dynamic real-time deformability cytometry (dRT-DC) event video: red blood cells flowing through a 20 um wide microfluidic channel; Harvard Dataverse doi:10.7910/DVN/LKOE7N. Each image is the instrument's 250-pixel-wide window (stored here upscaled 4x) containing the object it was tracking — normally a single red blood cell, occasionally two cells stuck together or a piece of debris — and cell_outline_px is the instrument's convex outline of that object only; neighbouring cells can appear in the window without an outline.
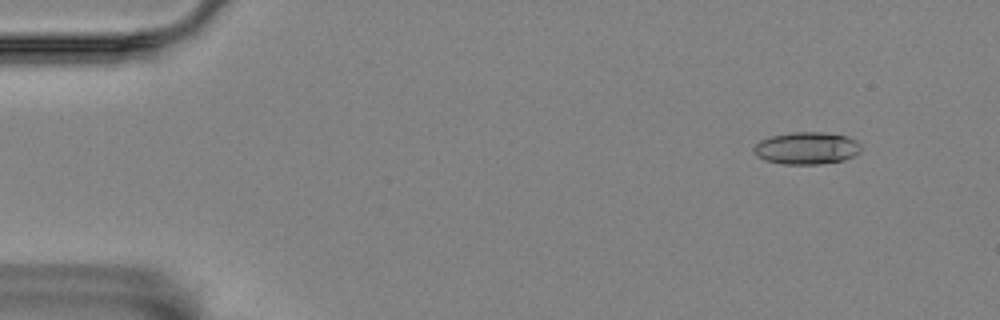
{"species": "Egyptian fruit bat (a non-hibernating species)", "species_latin": "Rousettus aegyptiacus", "temperature_condition": "room temperature", "stored_images_in_passage": 6, "camera_frame_rate_fps": 3000, "um_per_image_px": 0.085, "animal": {"sex": "female"}, "frame": {"image": 1, "passage_image": 2, "time_ms": 0.333, "image_size_px": [1000, 320], "cell_outline_px": [[860, 152], [844, 160], [820, 164], [784, 164], [764, 160], [756, 156], [752, 152], [752, 148], [760, 140], [772, 136], [792, 132], [824, 132], [848, 136], [856, 140], [860, 144]], "centroid_in_image_um": [68.54, 12.59], "position_along_channel_um": 16.5, "area_um2": 20.29}}
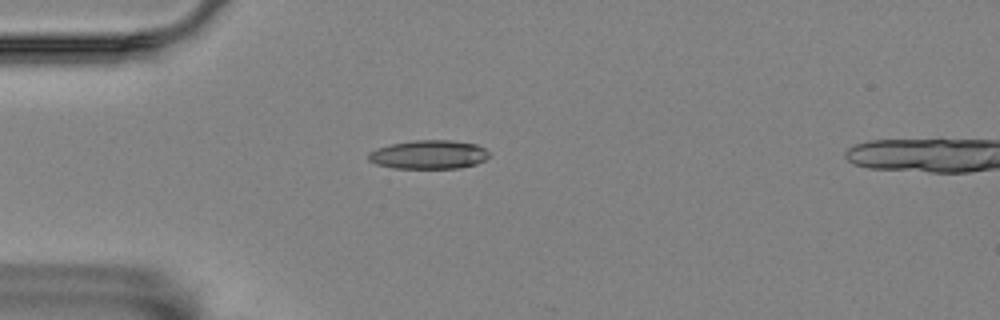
{"frame": {"image": 2, "passage_image": 5, "time_ms": 1.333, "image_size_px": [1000, 320], "cell_outline_px": [[488, 156], [484, 160], [476, 164], [460, 168], [392, 168], [376, 164], [368, 160], [368, 152], [376, 148], [392, 144], [412, 140], [452, 140], [476, 144], [484, 148], [488, 152]], "centroid_in_image_um": [36.42, 13.14], "position_along_channel_um": 48.6, "area_um2": 20.29}}